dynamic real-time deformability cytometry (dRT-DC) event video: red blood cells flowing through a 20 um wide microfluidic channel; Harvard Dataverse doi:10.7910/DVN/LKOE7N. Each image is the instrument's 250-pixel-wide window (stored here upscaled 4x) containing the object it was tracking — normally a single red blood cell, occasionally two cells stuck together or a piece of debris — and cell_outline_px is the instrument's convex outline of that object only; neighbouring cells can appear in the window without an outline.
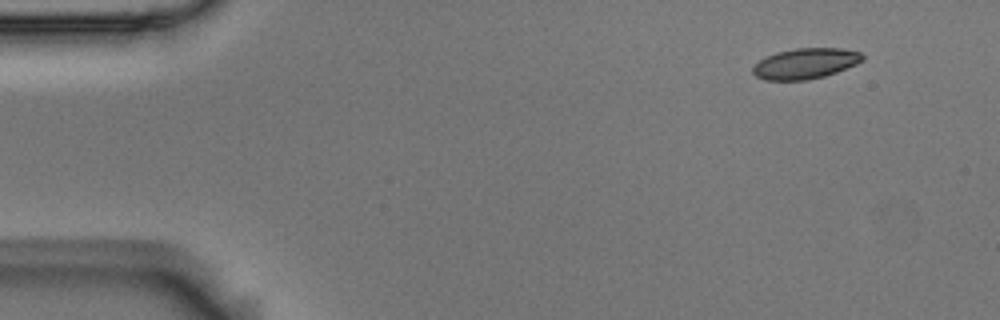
{"species": "Egyptian fruit bat (a non-hibernating species)", "species_latin": "Rousettus aegyptiacus", "temperature_condition": "room temperature", "stored_images_in_passage": 4, "camera_frame_rate_fps": 3000, "um_per_image_px": 0.085, "animal": {"sex": "male"}, "frame": {"image": 1, "passage_image": 1, "time_ms": 0.0, "image_size_px": [1000, 320], "cell_outline_px": [[864, 60], [856, 64], [836, 72], [824, 76], [808, 80], [764, 80], [756, 76], [752, 72], [752, 68], [760, 60], [776, 52], [796, 48], [840, 48], [860, 52], [864, 56]], "centroid_in_image_um": [68.46, 5.4], "position_along_channel_um": 16.5, "area_um2": 19.48}}
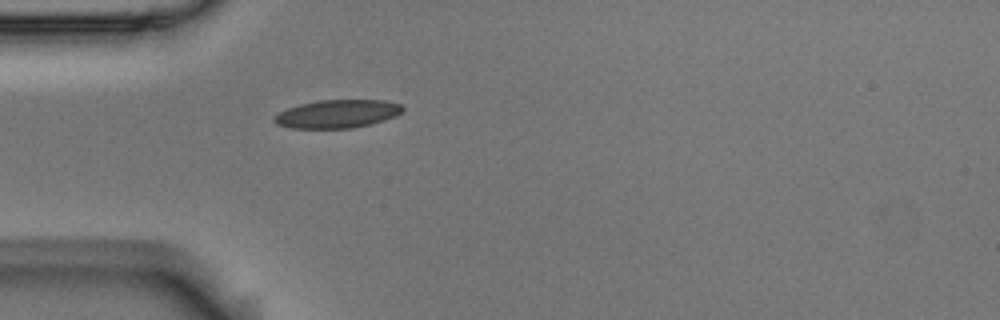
{"frame": {"image": 2, "passage_image": 4, "time_ms": 1.0, "image_size_px": [1000, 320], "cell_outline_px": [[404, 108], [396, 116], [372, 124], [352, 128], [292, 128], [276, 124], [272, 120], [272, 116], [288, 108], [300, 104], [320, 100], [384, 100], [400, 104]], "centroid_in_image_um": [28.66, 9.68], "position_along_channel_um": 56.3, "area_um2": 21.1}}